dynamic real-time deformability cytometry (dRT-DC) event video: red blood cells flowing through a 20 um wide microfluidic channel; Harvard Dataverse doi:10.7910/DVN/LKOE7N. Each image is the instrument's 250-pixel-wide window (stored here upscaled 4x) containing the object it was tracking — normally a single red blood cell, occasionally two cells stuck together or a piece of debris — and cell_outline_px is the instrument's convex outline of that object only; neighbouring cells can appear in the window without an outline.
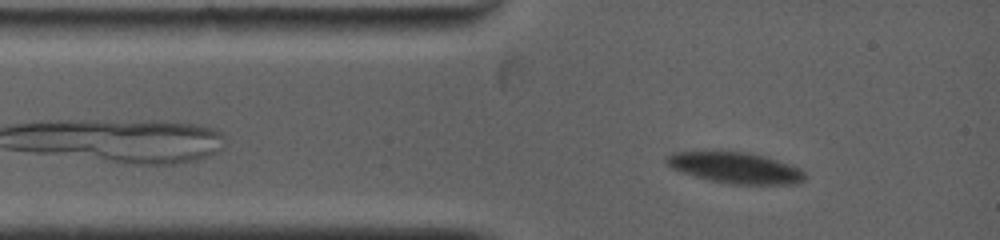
{"species": "common noctule bat (a hibernating species)", "species_latin": "Nyctalus noctula", "temperature_condition": "warm", "stored_images_in_passage": 12, "camera_frame_rate_fps": 5000, "um_per_image_px": 0.085, "animal": {"sex": "female", "body_mass_g": 19.0, "forearm_length_mm": 53.3}, "frame": {"image": 1, "passage_image": 3, "time_ms": 1.0, "image_size_px": [1000, 240], "cell_outline_px": [[808, 176], [800, 184], [732, 184], [708, 180], [680, 172], [672, 168], [664, 160], [664, 156], [672, 152], [704, 148], [720, 148], [748, 152], [768, 156], [800, 168]], "centroid_in_image_um": [62.43, 14.19], "position_along_channel_um": 22.6, "area_um2": 26.59}}
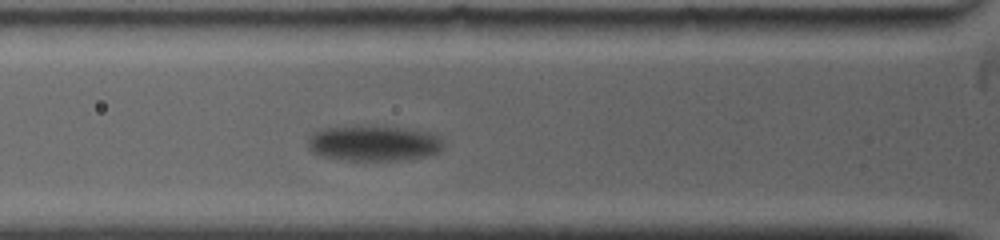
{"frame": {"image": 2, "passage_image": 9, "time_ms": 3.6, "image_size_px": [1000, 240], "cell_outline_px": [[444, 144], [440, 152], [424, 156], [396, 160], [348, 160], [324, 156], [312, 152], [308, 148], [308, 136], [324, 128], [396, 128], [428, 132], [440, 136]], "centroid_in_image_um": [31.78, 12.21], "position_along_channel_um": 94.0, "area_um2": 27.05}}
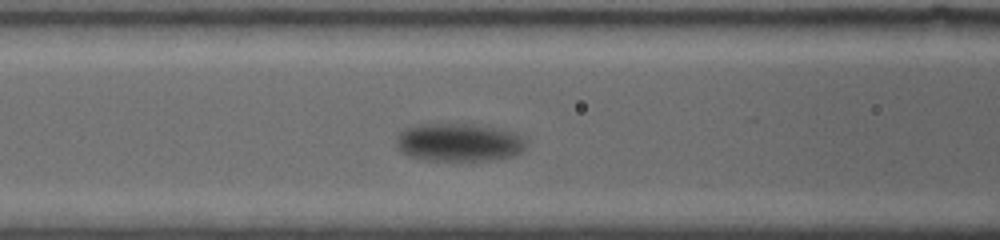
{"frame": {"image": 3, "passage_image": 11, "time_ms": 4.6, "image_size_px": [1000, 240], "cell_outline_px": [[528, 144], [520, 152], [512, 156], [488, 160], [428, 160], [408, 156], [400, 152], [396, 144], [396, 136], [404, 128], [420, 124], [468, 124], [500, 128], [520, 136]], "centroid_in_image_um": [38.95, 12.1], "position_along_channel_um": 127.6, "area_um2": 28.73}}